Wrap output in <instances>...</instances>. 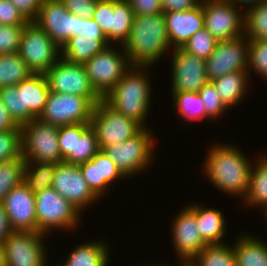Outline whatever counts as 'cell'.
<instances>
[{
    "label": "cell",
    "mask_w": 267,
    "mask_h": 266,
    "mask_svg": "<svg viewBox=\"0 0 267 266\" xmlns=\"http://www.w3.org/2000/svg\"><path fill=\"white\" fill-rule=\"evenodd\" d=\"M208 149L202 172L219 191L243 200L249 187L251 160L231 144L220 142Z\"/></svg>",
    "instance_id": "cell-1"
},
{
    "label": "cell",
    "mask_w": 267,
    "mask_h": 266,
    "mask_svg": "<svg viewBox=\"0 0 267 266\" xmlns=\"http://www.w3.org/2000/svg\"><path fill=\"white\" fill-rule=\"evenodd\" d=\"M123 48L132 66L152 67L158 63L171 49L164 13L135 15Z\"/></svg>",
    "instance_id": "cell-2"
},
{
    "label": "cell",
    "mask_w": 267,
    "mask_h": 266,
    "mask_svg": "<svg viewBox=\"0 0 267 266\" xmlns=\"http://www.w3.org/2000/svg\"><path fill=\"white\" fill-rule=\"evenodd\" d=\"M148 69L133 66L103 98L116 111L138 122L143 128H147L146 119L152 99Z\"/></svg>",
    "instance_id": "cell-3"
},
{
    "label": "cell",
    "mask_w": 267,
    "mask_h": 266,
    "mask_svg": "<svg viewBox=\"0 0 267 266\" xmlns=\"http://www.w3.org/2000/svg\"><path fill=\"white\" fill-rule=\"evenodd\" d=\"M154 139L153 131L143 128L132 138L121 143L110 144L103 150L121 173L129 178L152 165L154 152L156 153Z\"/></svg>",
    "instance_id": "cell-4"
},
{
    "label": "cell",
    "mask_w": 267,
    "mask_h": 266,
    "mask_svg": "<svg viewBox=\"0 0 267 266\" xmlns=\"http://www.w3.org/2000/svg\"><path fill=\"white\" fill-rule=\"evenodd\" d=\"M120 48L119 45H109L83 64L92 87L102 98L133 67L123 45Z\"/></svg>",
    "instance_id": "cell-5"
},
{
    "label": "cell",
    "mask_w": 267,
    "mask_h": 266,
    "mask_svg": "<svg viewBox=\"0 0 267 266\" xmlns=\"http://www.w3.org/2000/svg\"><path fill=\"white\" fill-rule=\"evenodd\" d=\"M37 232L48 235L51 230H73L80 224L81 213L52 187L35 194Z\"/></svg>",
    "instance_id": "cell-6"
},
{
    "label": "cell",
    "mask_w": 267,
    "mask_h": 266,
    "mask_svg": "<svg viewBox=\"0 0 267 266\" xmlns=\"http://www.w3.org/2000/svg\"><path fill=\"white\" fill-rule=\"evenodd\" d=\"M59 126L35 118L21 126L22 157L31 162H63L58 142Z\"/></svg>",
    "instance_id": "cell-7"
},
{
    "label": "cell",
    "mask_w": 267,
    "mask_h": 266,
    "mask_svg": "<svg viewBox=\"0 0 267 266\" xmlns=\"http://www.w3.org/2000/svg\"><path fill=\"white\" fill-rule=\"evenodd\" d=\"M18 54L34 74H45L61 58V48L30 21L24 25Z\"/></svg>",
    "instance_id": "cell-8"
},
{
    "label": "cell",
    "mask_w": 267,
    "mask_h": 266,
    "mask_svg": "<svg viewBox=\"0 0 267 266\" xmlns=\"http://www.w3.org/2000/svg\"><path fill=\"white\" fill-rule=\"evenodd\" d=\"M90 125L95 131L100 150L132 138L143 129L138 122L116 111L103 98L94 106Z\"/></svg>",
    "instance_id": "cell-9"
},
{
    "label": "cell",
    "mask_w": 267,
    "mask_h": 266,
    "mask_svg": "<svg viewBox=\"0 0 267 266\" xmlns=\"http://www.w3.org/2000/svg\"><path fill=\"white\" fill-rule=\"evenodd\" d=\"M206 30L217 40L244 36L245 12L228 0H201Z\"/></svg>",
    "instance_id": "cell-10"
},
{
    "label": "cell",
    "mask_w": 267,
    "mask_h": 266,
    "mask_svg": "<svg viewBox=\"0 0 267 266\" xmlns=\"http://www.w3.org/2000/svg\"><path fill=\"white\" fill-rule=\"evenodd\" d=\"M94 106L87 97L51 91L45 108L38 118L57 126L90 124Z\"/></svg>",
    "instance_id": "cell-11"
},
{
    "label": "cell",
    "mask_w": 267,
    "mask_h": 266,
    "mask_svg": "<svg viewBox=\"0 0 267 266\" xmlns=\"http://www.w3.org/2000/svg\"><path fill=\"white\" fill-rule=\"evenodd\" d=\"M45 76L52 92L87 97L94 105L102 99L92 87L83 64L60 58Z\"/></svg>",
    "instance_id": "cell-12"
},
{
    "label": "cell",
    "mask_w": 267,
    "mask_h": 266,
    "mask_svg": "<svg viewBox=\"0 0 267 266\" xmlns=\"http://www.w3.org/2000/svg\"><path fill=\"white\" fill-rule=\"evenodd\" d=\"M46 234L33 231H11L3 241L6 266H47Z\"/></svg>",
    "instance_id": "cell-13"
},
{
    "label": "cell",
    "mask_w": 267,
    "mask_h": 266,
    "mask_svg": "<svg viewBox=\"0 0 267 266\" xmlns=\"http://www.w3.org/2000/svg\"><path fill=\"white\" fill-rule=\"evenodd\" d=\"M249 39L244 35L236 39L217 41L214 52L205 60L209 81L236 71H247Z\"/></svg>",
    "instance_id": "cell-14"
},
{
    "label": "cell",
    "mask_w": 267,
    "mask_h": 266,
    "mask_svg": "<svg viewBox=\"0 0 267 266\" xmlns=\"http://www.w3.org/2000/svg\"><path fill=\"white\" fill-rule=\"evenodd\" d=\"M33 22L61 48L71 37L79 36L81 17L68 12L60 0H43Z\"/></svg>",
    "instance_id": "cell-15"
},
{
    "label": "cell",
    "mask_w": 267,
    "mask_h": 266,
    "mask_svg": "<svg viewBox=\"0 0 267 266\" xmlns=\"http://www.w3.org/2000/svg\"><path fill=\"white\" fill-rule=\"evenodd\" d=\"M68 200L81 214L87 206L100 199L92 192L78 165L61 162L56 164L51 186Z\"/></svg>",
    "instance_id": "cell-16"
},
{
    "label": "cell",
    "mask_w": 267,
    "mask_h": 266,
    "mask_svg": "<svg viewBox=\"0 0 267 266\" xmlns=\"http://www.w3.org/2000/svg\"><path fill=\"white\" fill-rule=\"evenodd\" d=\"M171 224L172 243L180 262H191L206 246L196 224L195 203L180 208Z\"/></svg>",
    "instance_id": "cell-17"
},
{
    "label": "cell",
    "mask_w": 267,
    "mask_h": 266,
    "mask_svg": "<svg viewBox=\"0 0 267 266\" xmlns=\"http://www.w3.org/2000/svg\"><path fill=\"white\" fill-rule=\"evenodd\" d=\"M171 52V92L199 93L209 81L205 59L191 55L181 48L171 49Z\"/></svg>",
    "instance_id": "cell-18"
},
{
    "label": "cell",
    "mask_w": 267,
    "mask_h": 266,
    "mask_svg": "<svg viewBox=\"0 0 267 266\" xmlns=\"http://www.w3.org/2000/svg\"><path fill=\"white\" fill-rule=\"evenodd\" d=\"M2 204L12 231L37 232L35 194L25 182L14 187Z\"/></svg>",
    "instance_id": "cell-19"
},
{
    "label": "cell",
    "mask_w": 267,
    "mask_h": 266,
    "mask_svg": "<svg viewBox=\"0 0 267 266\" xmlns=\"http://www.w3.org/2000/svg\"><path fill=\"white\" fill-rule=\"evenodd\" d=\"M164 16L173 49L182 48L192 35L205 27L202 3L187 11L165 12Z\"/></svg>",
    "instance_id": "cell-20"
},
{
    "label": "cell",
    "mask_w": 267,
    "mask_h": 266,
    "mask_svg": "<svg viewBox=\"0 0 267 266\" xmlns=\"http://www.w3.org/2000/svg\"><path fill=\"white\" fill-rule=\"evenodd\" d=\"M79 167L89 188L99 199L105 196L110 186H114L112 182L126 178L104 150H100L92 160Z\"/></svg>",
    "instance_id": "cell-21"
},
{
    "label": "cell",
    "mask_w": 267,
    "mask_h": 266,
    "mask_svg": "<svg viewBox=\"0 0 267 266\" xmlns=\"http://www.w3.org/2000/svg\"><path fill=\"white\" fill-rule=\"evenodd\" d=\"M23 99V125L38 118L50 95L45 74H33L20 83Z\"/></svg>",
    "instance_id": "cell-22"
},
{
    "label": "cell",
    "mask_w": 267,
    "mask_h": 266,
    "mask_svg": "<svg viewBox=\"0 0 267 266\" xmlns=\"http://www.w3.org/2000/svg\"><path fill=\"white\" fill-rule=\"evenodd\" d=\"M196 224L203 241L207 245L223 244V236L227 232V224L221 210L215 208L204 207L195 204Z\"/></svg>",
    "instance_id": "cell-23"
},
{
    "label": "cell",
    "mask_w": 267,
    "mask_h": 266,
    "mask_svg": "<svg viewBox=\"0 0 267 266\" xmlns=\"http://www.w3.org/2000/svg\"><path fill=\"white\" fill-rule=\"evenodd\" d=\"M249 76L248 71H236L211 81L228 109L237 106L244 100L246 93L248 94L246 91L249 89Z\"/></svg>",
    "instance_id": "cell-24"
},
{
    "label": "cell",
    "mask_w": 267,
    "mask_h": 266,
    "mask_svg": "<svg viewBox=\"0 0 267 266\" xmlns=\"http://www.w3.org/2000/svg\"><path fill=\"white\" fill-rule=\"evenodd\" d=\"M250 233H242L232 244L237 266H267V243Z\"/></svg>",
    "instance_id": "cell-25"
},
{
    "label": "cell",
    "mask_w": 267,
    "mask_h": 266,
    "mask_svg": "<svg viewBox=\"0 0 267 266\" xmlns=\"http://www.w3.org/2000/svg\"><path fill=\"white\" fill-rule=\"evenodd\" d=\"M104 240L84 242L77 245L68 253L63 266H108L109 245Z\"/></svg>",
    "instance_id": "cell-26"
},
{
    "label": "cell",
    "mask_w": 267,
    "mask_h": 266,
    "mask_svg": "<svg viewBox=\"0 0 267 266\" xmlns=\"http://www.w3.org/2000/svg\"><path fill=\"white\" fill-rule=\"evenodd\" d=\"M109 45L107 38L71 37L61 47V58L71 63L84 64Z\"/></svg>",
    "instance_id": "cell-27"
},
{
    "label": "cell",
    "mask_w": 267,
    "mask_h": 266,
    "mask_svg": "<svg viewBox=\"0 0 267 266\" xmlns=\"http://www.w3.org/2000/svg\"><path fill=\"white\" fill-rule=\"evenodd\" d=\"M259 158V159H258ZM251 166L250 181L247 194L243 199L248 207H262L267 213V155L257 157Z\"/></svg>",
    "instance_id": "cell-28"
},
{
    "label": "cell",
    "mask_w": 267,
    "mask_h": 266,
    "mask_svg": "<svg viewBox=\"0 0 267 266\" xmlns=\"http://www.w3.org/2000/svg\"><path fill=\"white\" fill-rule=\"evenodd\" d=\"M33 74L18 52L0 55V89L17 86Z\"/></svg>",
    "instance_id": "cell-29"
},
{
    "label": "cell",
    "mask_w": 267,
    "mask_h": 266,
    "mask_svg": "<svg viewBox=\"0 0 267 266\" xmlns=\"http://www.w3.org/2000/svg\"><path fill=\"white\" fill-rule=\"evenodd\" d=\"M113 11L111 42L123 45L129 38L135 14L127 0H113Z\"/></svg>",
    "instance_id": "cell-30"
},
{
    "label": "cell",
    "mask_w": 267,
    "mask_h": 266,
    "mask_svg": "<svg viewBox=\"0 0 267 266\" xmlns=\"http://www.w3.org/2000/svg\"><path fill=\"white\" fill-rule=\"evenodd\" d=\"M173 100V107L175 106V112L177 110L178 115L183 120L201 121L207 120L206 109L199 93L194 92H176L171 93Z\"/></svg>",
    "instance_id": "cell-31"
},
{
    "label": "cell",
    "mask_w": 267,
    "mask_h": 266,
    "mask_svg": "<svg viewBox=\"0 0 267 266\" xmlns=\"http://www.w3.org/2000/svg\"><path fill=\"white\" fill-rule=\"evenodd\" d=\"M244 12V35L248 39L267 41V2L248 5Z\"/></svg>",
    "instance_id": "cell-32"
},
{
    "label": "cell",
    "mask_w": 267,
    "mask_h": 266,
    "mask_svg": "<svg viewBox=\"0 0 267 266\" xmlns=\"http://www.w3.org/2000/svg\"><path fill=\"white\" fill-rule=\"evenodd\" d=\"M55 169V163L27 161L24 182L34 194L42 192L52 186Z\"/></svg>",
    "instance_id": "cell-33"
},
{
    "label": "cell",
    "mask_w": 267,
    "mask_h": 266,
    "mask_svg": "<svg viewBox=\"0 0 267 266\" xmlns=\"http://www.w3.org/2000/svg\"><path fill=\"white\" fill-rule=\"evenodd\" d=\"M191 263L194 266H237L229 243L207 245Z\"/></svg>",
    "instance_id": "cell-34"
},
{
    "label": "cell",
    "mask_w": 267,
    "mask_h": 266,
    "mask_svg": "<svg viewBox=\"0 0 267 266\" xmlns=\"http://www.w3.org/2000/svg\"><path fill=\"white\" fill-rule=\"evenodd\" d=\"M26 161L20 158L0 162V204L6 195L24 182Z\"/></svg>",
    "instance_id": "cell-35"
},
{
    "label": "cell",
    "mask_w": 267,
    "mask_h": 266,
    "mask_svg": "<svg viewBox=\"0 0 267 266\" xmlns=\"http://www.w3.org/2000/svg\"><path fill=\"white\" fill-rule=\"evenodd\" d=\"M89 126L83 123L59 126L58 142L64 162L75 165L76 136H81Z\"/></svg>",
    "instance_id": "cell-36"
},
{
    "label": "cell",
    "mask_w": 267,
    "mask_h": 266,
    "mask_svg": "<svg viewBox=\"0 0 267 266\" xmlns=\"http://www.w3.org/2000/svg\"><path fill=\"white\" fill-rule=\"evenodd\" d=\"M216 43L217 40L204 27L192 35L181 49L206 60L214 52Z\"/></svg>",
    "instance_id": "cell-37"
},
{
    "label": "cell",
    "mask_w": 267,
    "mask_h": 266,
    "mask_svg": "<svg viewBox=\"0 0 267 266\" xmlns=\"http://www.w3.org/2000/svg\"><path fill=\"white\" fill-rule=\"evenodd\" d=\"M248 53V73L254 71L267 81V41L249 39Z\"/></svg>",
    "instance_id": "cell-38"
},
{
    "label": "cell",
    "mask_w": 267,
    "mask_h": 266,
    "mask_svg": "<svg viewBox=\"0 0 267 266\" xmlns=\"http://www.w3.org/2000/svg\"><path fill=\"white\" fill-rule=\"evenodd\" d=\"M99 151L95 131L90 125L81 136H76L75 165L92 160Z\"/></svg>",
    "instance_id": "cell-39"
},
{
    "label": "cell",
    "mask_w": 267,
    "mask_h": 266,
    "mask_svg": "<svg viewBox=\"0 0 267 266\" xmlns=\"http://www.w3.org/2000/svg\"><path fill=\"white\" fill-rule=\"evenodd\" d=\"M0 99L18 126L23 125V99L20 84L0 89Z\"/></svg>",
    "instance_id": "cell-40"
},
{
    "label": "cell",
    "mask_w": 267,
    "mask_h": 266,
    "mask_svg": "<svg viewBox=\"0 0 267 266\" xmlns=\"http://www.w3.org/2000/svg\"><path fill=\"white\" fill-rule=\"evenodd\" d=\"M22 156L21 130L0 131V162Z\"/></svg>",
    "instance_id": "cell-41"
},
{
    "label": "cell",
    "mask_w": 267,
    "mask_h": 266,
    "mask_svg": "<svg viewBox=\"0 0 267 266\" xmlns=\"http://www.w3.org/2000/svg\"><path fill=\"white\" fill-rule=\"evenodd\" d=\"M199 95L204 103L206 116L209 120H217L225 114L224 112L229 110L221 101L219 93L211 81L204 85L199 91Z\"/></svg>",
    "instance_id": "cell-42"
},
{
    "label": "cell",
    "mask_w": 267,
    "mask_h": 266,
    "mask_svg": "<svg viewBox=\"0 0 267 266\" xmlns=\"http://www.w3.org/2000/svg\"><path fill=\"white\" fill-rule=\"evenodd\" d=\"M24 26L0 25V55L19 50Z\"/></svg>",
    "instance_id": "cell-43"
},
{
    "label": "cell",
    "mask_w": 267,
    "mask_h": 266,
    "mask_svg": "<svg viewBox=\"0 0 267 266\" xmlns=\"http://www.w3.org/2000/svg\"><path fill=\"white\" fill-rule=\"evenodd\" d=\"M113 11V0H97L93 20L100 27L102 33L111 43V20Z\"/></svg>",
    "instance_id": "cell-44"
},
{
    "label": "cell",
    "mask_w": 267,
    "mask_h": 266,
    "mask_svg": "<svg viewBox=\"0 0 267 266\" xmlns=\"http://www.w3.org/2000/svg\"><path fill=\"white\" fill-rule=\"evenodd\" d=\"M28 22L9 0H0V25L24 26Z\"/></svg>",
    "instance_id": "cell-45"
},
{
    "label": "cell",
    "mask_w": 267,
    "mask_h": 266,
    "mask_svg": "<svg viewBox=\"0 0 267 266\" xmlns=\"http://www.w3.org/2000/svg\"><path fill=\"white\" fill-rule=\"evenodd\" d=\"M68 12L83 19L92 18L97 0H60Z\"/></svg>",
    "instance_id": "cell-46"
},
{
    "label": "cell",
    "mask_w": 267,
    "mask_h": 266,
    "mask_svg": "<svg viewBox=\"0 0 267 266\" xmlns=\"http://www.w3.org/2000/svg\"><path fill=\"white\" fill-rule=\"evenodd\" d=\"M135 15H155L162 13L160 0H127Z\"/></svg>",
    "instance_id": "cell-47"
},
{
    "label": "cell",
    "mask_w": 267,
    "mask_h": 266,
    "mask_svg": "<svg viewBox=\"0 0 267 266\" xmlns=\"http://www.w3.org/2000/svg\"><path fill=\"white\" fill-rule=\"evenodd\" d=\"M30 22L34 21L38 14L43 0H9Z\"/></svg>",
    "instance_id": "cell-48"
},
{
    "label": "cell",
    "mask_w": 267,
    "mask_h": 266,
    "mask_svg": "<svg viewBox=\"0 0 267 266\" xmlns=\"http://www.w3.org/2000/svg\"><path fill=\"white\" fill-rule=\"evenodd\" d=\"M163 13L171 11H187L201 3V0H160Z\"/></svg>",
    "instance_id": "cell-49"
},
{
    "label": "cell",
    "mask_w": 267,
    "mask_h": 266,
    "mask_svg": "<svg viewBox=\"0 0 267 266\" xmlns=\"http://www.w3.org/2000/svg\"><path fill=\"white\" fill-rule=\"evenodd\" d=\"M79 36L86 38H106L93 18H81Z\"/></svg>",
    "instance_id": "cell-50"
},
{
    "label": "cell",
    "mask_w": 267,
    "mask_h": 266,
    "mask_svg": "<svg viewBox=\"0 0 267 266\" xmlns=\"http://www.w3.org/2000/svg\"><path fill=\"white\" fill-rule=\"evenodd\" d=\"M7 130H21V127L18 126L15 121L11 118L4 104L0 99V131Z\"/></svg>",
    "instance_id": "cell-51"
},
{
    "label": "cell",
    "mask_w": 267,
    "mask_h": 266,
    "mask_svg": "<svg viewBox=\"0 0 267 266\" xmlns=\"http://www.w3.org/2000/svg\"><path fill=\"white\" fill-rule=\"evenodd\" d=\"M11 231L3 204H0V243H3Z\"/></svg>",
    "instance_id": "cell-52"
},
{
    "label": "cell",
    "mask_w": 267,
    "mask_h": 266,
    "mask_svg": "<svg viewBox=\"0 0 267 266\" xmlns=\"http://www.w3.org/2000/svg\"><path fill=\"white\" fill-rule=\"evenodd\" d=\"M231 1L232 3L236 4V5H241L246 7L248 5H252L254 3H261V2H267V0H228Z\"/></svg>",
    "instance_id": "cell-53"
},
{
    "label": "cell",
    "mask_w": 267,
    "mask_h": 266,
    "mask_svg": "<svg viewBox=\"0 0 267 266\" xmlns=\"http://www.w3.org/2000/svg\"><path fill=\"white\" fill-rule=\"evenodd\" d=\"M0 266H6L5 248L3 246V243H0Z\"/></svg>",
    "instance_id": "cell-54"
},
{
    "label": "cell",
    "mask_w": 267,
    "mask_h": 266,
    "mask_svg": "<svg viewBox=\"0 0 267 266\" xmlns=\"http://www.w3.org/2000/svg\"><path fill=\"white\" fill-rule=\"evenodd\" d=\"M179 264H180V262L178 263L177 266H194L191 262H181V265H179ZM169 266H171V265L169 264ZM172 266H174V265H172Z\"/></svg>",
    "instance_id": "cell-55"
},
{
    "label": "cell",
    "mask_w": 267,
    "mask_h": 266,
    "mask_svg": "<svg viewBox=\"0 0 267 266\" xmlns=\"http://www.w3.org/2000/svg\"><path fill=\"white\" fill-rule=\"evenodd\" d=\"M138 266H167V265H164V264H161L159 265V263L156 265L155 263L154 264H146V265H138ZM169 266V265H168Z\"/></svg>",
    "instance_id": "cell-56"
},
{
    "label": "cell",
    "mask_w": 267,
    "mask_h": 266,
    "mask_svg": "<svg viewBox=\"0 0 267 266\" xmlns=\"http://www.w3.org/2000/svg\"><path fill=\"white\" fill-rule=\"evenodd\" d=\"M51 265H52V266H63L62 263H61V264H58V263H57L56 265L51 264ZM51 265H49V266H51Z\"/></svg>",
    "instance_id": "cell-57"
}]
</instances>
